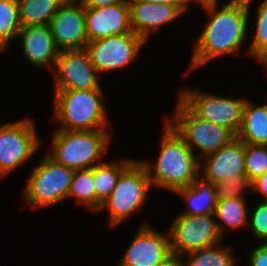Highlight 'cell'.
Listing matches in <instances>:
<instances>
[{"label":"cell","mask_w":267,"mask_h":266,"mask_svg":"<svg viewBox=\"0 0 267 266\" xmlns=\"http://www.w3.org/2000/svg\"><path fill=\"white\" fill-rule=\"evenodd\" d=\"M253 0H230L217 7V1L200 3L211 15L193 47L189 71L222 55H237L246 37L250 4Z\"/></svg>","instance_id":"6da1fadb"},{"label":"cell","mask_w":267,"mask_h":266,"mask_svg":"<svg viewBox=\"0 0 267 266\" xmlns=\"http://www.w3.org/2000/svg\"><path fill=\"white\" fill-rule=\"evenodd\" d=\"M163 134L156 164L141 161L147 170L151 185L169 189L172 192L190 187L200 175L202 165L198 156H195V153L167 122L164 124Z\"/></svg>","instance_id":"7a4b0ae2"},{"label":"cell","mask_w":267,"mask_h":266,"mask_svg":"<svg viewBox=\"0 0 267 266\" xmlns=\"http://www.w3.org/2000/svg\"><path fill=\"white\" fill-rule=\"evenodd\" d=\"M54 119L63 130H105L107 126L105 97L102 89L55 90Z\"/></svg>","instance_id":"3957f363"},{"label":"cell","mask_w":267,"mask_h":266,"mask_svg":"<svg viewBox=\"0 0 267 266\" xmlns=\"http://www.w3.org/2000/svg\"><path fill=\"white\" fill-rule=\"evenodd\" d=\"M53 134L52 151L47 155L55 162L74 171L91 169L103 163L101 158L111 138L106 130L58 129Z\"/></svg>","instance_id":"277c9868"},{"label":"cell","mask_w":267,"mask_h":266,"mask_svg":"<svg viewBox=\"0 0 267 266\" xmlns=\"http://www.w3.org/2000/svg\"><path fill=\"white\" fill-rule=\"evenodd\" d=\"M173 119H166L177 134L194 152L201 151L198 158L217 152L229 144L236 136L222 126L197 117L180 99H178Z\"/></svg>","instance_id":"5b68a950"},{"label":"cell","mask_w":267,"mask_h":266,"mask_svg":"<svg viewBox=\"0 0 267 266\" xmlns=\"http://www.w3.org/2000/svg\"><path fill=\"white\" fill-rule=\"evenodd\" d=\"M151 181L144 165L134 160L119 176L112 194L100 210H109L110 227L119 225L132 212L139 211L147 200Z\"/></svg>","instance_id":"8992f818"},{"label":"cell","mask_w":267,"mask_h":266,"mask_svg":"<svg viewBox=\"0 0 267 266\" xmlns=\"http://www.w3.org/2000/svg\"><path fill=\"white\" fill-rule=\"evenodd\" d=\"M73 174L74 170L55 162L46 154L24 188L25 202L34 208L62 202L67 199Z\"/></svg>","instance_id":"52a82bcc"},{"label":"cell","mask_w":267,"mask_h":266,"mask_svg":"<svg viewBox=\"0 0 267 266\" xmlns=\"http://www.w3.org/2000/svg\"><path fill=\"white\" fill-rule=\"evenodd\" d=\"M179 99L199 118L229 129L235 136L243 120L246 99L228 98L200 90L184 89Z\"/></svg>","instance_id":"ba28073f"},{"label":"cell","mask_w":267,"mask_h":266,"mask_svg":"<svg viewBox=\"0 0 267 266\" xmlns=\"http://www.w3.org/2000/svg\"><path fill=\"white\" fill-rule=\"evenodd\" d=\"M213 213L205 215L179 214L171 225L170 249L181 258L186 253L217 245L223 237L218 231Z\"/></svg>","instance_id":"9c48e42d"},{"label":"cell","mask_w":267,"mask_h":266,"mask_svg":"<svg viewBox=\"0 0 267 266\" xmlns=\"http://www.w3.org/2000/svg\"><path fill=\"white\" fill-rule=\"evenodd\" d=\"M40 146L31 119L3 124L0 128V176H6L31 157Z\"/></svg>","instance_id":"30bf717a"},{"label":"cell","mask_w":267,"mask_h":266,"mask_svg":"<svg viewBox=\"0 0 267 266\" xmlns=\"http://www.w3.org/2000/svg\"><path fill=\"white\" fill-rule=\"evenodd\" d=\"M145 42L142 37L129 32L88 42L85 50L96 70L107 72L130 64L136 59Z\"/></svg>","instance_id":"8fae6325"},{"label":"cell","mask_w":267,"mask_h":266,"mask_svg":"<svg viewBox=\"0 0 267 266\" xmlns=\"http://www.w3.org/2000/svg\"><path fill=\"white\" fill-rule=\"evenodd\" d=\"M55 66V90L101 89L96 76L99 72L85 49L59 51Z\"/></svg>","instance_id":"7c38bea8"},{"label":"cell","mask_w":267,"mask_h":266,"mask_svg":"<svg viewBox=\"0 0 267 266\" xmlns=\"http://www.w3.org/2000/svg\"><path fill=\"white\" fill-rule=\"evenodd\" d=\"M59 51L85 49L88 41L85 7L80 0H66L49 23Z\"/></svg>","instance_id":"4fadbf2b"},{"label":"cell","mask_w":267,"mask_h":266,"mask_svg":"<svg viewBox=\"0 0 267 266\" xmlns=\"http://www.w3.org/2000/svg\"><path fill=\"white\" fill-rule=\"evenodd\" d=\"M171 255L169 233L158 232L145 222L125 250L119 266H156Z\"/></svg>","instance_id":"5bb4252c"},{"label":"cell","mask_w":267,"mask_h":266,"mask_svg":"<svg viewBox=\"0 0 267 266\" xmlns=\"http://www.w3.org/2000/svg\"><path fill=\"white\" fill-rule=\"evenodd\" d=\"M85 24L89 42L115 34L133 32L128 3L85 8Z\"/></svg>","instance_id":"9a60e30c"},{"label":"cell","mask_w":267,"mask_h":266,"mask_svg":"<svg viewBox=\"0 0 267 266\" xmlns=\"http://www.w3.org/2000/svg\"><path fill=\"white\" fill-rule=\"evenodd\" d=\"M132 31L147 41L149 34L182 15L188 5H169L129 0Z\"/></svg>","instance_id":"2e32d148"},{"label":"cell","mask_w":267,"mask_h":266,"mask_svg":"<svg viewBox=\"0 0 267 266\" xmlns=\"http://www.w3.org/2000/svg\"><path fill=\"white\" fill-rule=\"evenodd\" d=\"M245 143L234 138L217 152L206 155L205 166L200 168L203 180L217 183L238 175H246L244 164Z\"/></svg>","instance_id":"e0dca14e"},{"label":"cell","mask_w":267,"mask_h":266,"mask_svg":"<svg viewBox=\"0 0 267 266\" xmlns=\"http://www.w3.org/2000/svg\"><path fill=\"white\" fill-rule=\"evenodd\" d=\"M21 37L25 59L35 67H50L59 54L49 25L22 26L17 38Z\"/></svg>","instance_id":"ac0fdd59"},{"label":"cell","mask_w":267,"mask_h":266,"mask_svg":"<svg viewBox=\"0 0 267 266\" xmlns=\"http://www.w3.org/2000/svg\"><path fill=\"white\" fill-rule=\"evenodd\" d=\"M236 137L245 144L267 145V104L246 101L241 128Z\"/></svg>","instance_id":"d6986e66"},{"label":"cell","mask_w":267,"mask_h":266,"mask_svg":"<svg viewBox=\"0 0 267 266\" xmlns=\"http://www.w3.org/2000/svg\"><path fill=\"white\" fill-rule=\"evenodd\" d=\"M175 193L182 196L189 205V209L181 214L205 215L214 213L217 199L212 183L200 178L190 187L178 189Z\"/></svg>","instance_id":"ffe728a7"},{"label":"cell","mask_w":267,"mask_h":266,"mask_svg":"<svg viewBox=\"0 0 267 266\" xmlns=\"http://www.w3.org/2000/svg\"><path fill=\"white\" fill-rule=\"evenodd\" d=\"M132 159H121L120 162H104L94 166V187L96 192V211L112 194L120 174L133 162Z\"/></svg>","instance_id":"44dd1931"},{"label":"cell","mask_w":267,"mask_h":266,"mask_svg":"<svg viewBox=\"0 0 267 266\" xmlns=\"http://www.w3.org/2000/svg\"><path fill=\"white\" fill-rule=\"evenodd\" d=\"M244 198L235 199H218L214 209V216L217 220V228L222 237L226 227L231 229H238L248 225L249 217L247 212V205Z\"/></svg>","instance_id":"7402d4cb"},{"label":"cell","mask_w":267,"mask_h":266,"mask_svg":"<svg viewBox=\"0 0 267 266\" xmlns=\"http://www.w3.org/2000/svg\"><path fill=\"white\" fill-rule=\"evenodd\" d=\"M21 26L49 25L66 0H17Z\"/></svg>","instance_id":"603a6c76"},{"label":"cell","mask_w":267,"mask_h":266,"mask_svg":"<svg viewBox=\"0 0 267 266\" xmlns=\"http://www.w3.org/2000/svg\"><path fill=\"white\" fill-rule=\"evenodd\" d=\"M75 198L77 204L96 211V192L94 187V167L74 171L67 198Z\"/></svg>","instance_id":"cb8c5ba5"},{"label":"cell","mask_w":267,"mask_h":266,"mask_svg":"<svg viewBox=\"0 0 267 266\" xmlns=\"http://www.w3.org/2000/svg\"><path fill=\"white\" fill-rule=\"evenodd\" d=\"M183 256L188 257L189 261L185 264L181 258L182 266H234L237 260L228 247L222 248L218 244L186 253Z\"/></svg>","instance_id":"d4e9b609"},{"label":"cell","mask_w":267,"mask_h":266,"mask_svg":"<svg viewBox=\"0 0 267 266\" xmlns=\"http://www.w3.org/2000/svg\"><path fill=\"white\" fill-rule=\"evenodd\" d=\"M21 27L17 0H0V54L17 38Z\"/></svg>","instance_id":"484cf974"},{"label":"cell","mask_w":267,"mask_h":266,"mask_svg":"<svg viewBox=\"0 0 267 266\" xmlns=\"http://www.w3.org/2000/svg\"><path fill=\"white\" fill-rule=\"evenodd\" d=\"M256 19V32L247 53L260 60L267 56V0L259 4Z\"/></svg>","instance_id":"4316f807"},{"label":"cell","mask_w":267,"mask_h":266,"mask_svg":"<svg viewBox=\"0 0 267 266\" xmlns=\"http://www.w3.org/2000/svg\"><path fill=\"white\" fill-rule=\"evenodd\" d=\"M245 172L252 182L258 176L267 172V145L245 144Z\"/></svg>","instance_id":"83f0119b"},{"label":"cell","mask_w":267,"mask_h":266,"mask_svg":"<svg viewBox=\"0 0 267 266\" xmlns=\"http://www.w3.org/2000/svg\"><path fill=\"white\" fill-rule=\"evenodd\" d=\"M216 199L244 198V192L252 188V182L246 175H238L213 184Z\"/></svg>","instance_id":"f1b7e54d"},{"label":"cell","mask_w":267,"mask_h":266,"mask_svg":"<svg viewBox=\"0 0 267 266\" xmlns=\"http://www.w3.org/2000/svg\"><path fill=\"white\" fill-rule=\"evenodd\" d=\"M250 217L248 224L253 236L264 242L267 239V201L259 202Z\"/></svg>","instance_id":"f546056e"},{"label":"cell","mask_w":267,"mask_h":266,"mask_svg":"<svg viewBox=\"0 0 267 266\" xmlns=\"http://www.w3.org/2000/svg\"><path fill=\"white\" fill-rule=\"evenodd\" d=\"M249 265L251 266H267V245L262 244L255 248L249 255Z\"/></svg>","instance_id":"4dcf8cb0"},{"label":"cell","mask_w":267,"mask_h":266,"mask_svg":"<svg viewBox=\"0 0 267 266\" xmlns=\"http://www.w3.org/2000/svg\"><path fill=\"white\" fill-rule=\"evenodd\" d=\"M250 192L253 194L261 193L265 198L263 201H267V172L252 181Z\"/></svg>","instance_id":"1f68e13d"},{"label":"cell","mask_w":267,"mask_h":266,"mask_svg":"<svg viewBox=\"0 0 267 266\" xmlns=\"http://www.w3.org/2000/svg\"><path fill=\"white\" fill-rule=\"evenodd\" d=\"M85 8H99L114 4L128 3L129 0H80Z\"/></svg>","instance_id":"d6a6232c"},{"label":"cell","mask_w":267,"mask_h":266,"mask_svg":"<svg viewBox=\"0 0 267 266\" xmlns=\"http://www.w3.org/2000/svg\"><path fill=\"white\" fill-rule=\"evenodd\" d=\"M146 3H156V4H169V5H188V0H139Z\"/></svg>","instance_id":"836d02e7"},{"label":"cell","mask_w":267,"mask_h":266,"mask_svg":"<svg viewBox=\"0 0 267 266\" xmlns=\"http://www.w3.org/2000/svg\"><path fill=\"white\" fill-rule=\"evenodd\" d=\"M156 266H182L181 258L172 254L167 260Z\"/></svg>","instance_id":"e575fe53"},{"label":"cell","mask_w":267,"mask_h":266,"mask_svg":"<svg viewBox=\"0 0 267 266\" xmlns=\"http://www.w3.org/2000/svg\"><path fill=\"white\" fill-rule=\"evenodd\" d=\"M259 62L262 63V65L265 66V68L267 69V56L261 58L260 60H258Z\"/></svg>","instance_id":"d590c367"},{"label":"cell","mask_w":267,"mask_h":266,"mask_svg":"<svg viewBox=\"0 0 267 266\" xmlns=\"http://www.w3.org/2000/svg\"><path fill=\"white\" fill-rule=\"evenodd\" d=\"M189 2H191L192 0H188ZM193 1H196L197 3H203V2H213V1H217L218 0H193Z\"/></svg>","instance_id":"8d00e7d4"}]
</instances>
